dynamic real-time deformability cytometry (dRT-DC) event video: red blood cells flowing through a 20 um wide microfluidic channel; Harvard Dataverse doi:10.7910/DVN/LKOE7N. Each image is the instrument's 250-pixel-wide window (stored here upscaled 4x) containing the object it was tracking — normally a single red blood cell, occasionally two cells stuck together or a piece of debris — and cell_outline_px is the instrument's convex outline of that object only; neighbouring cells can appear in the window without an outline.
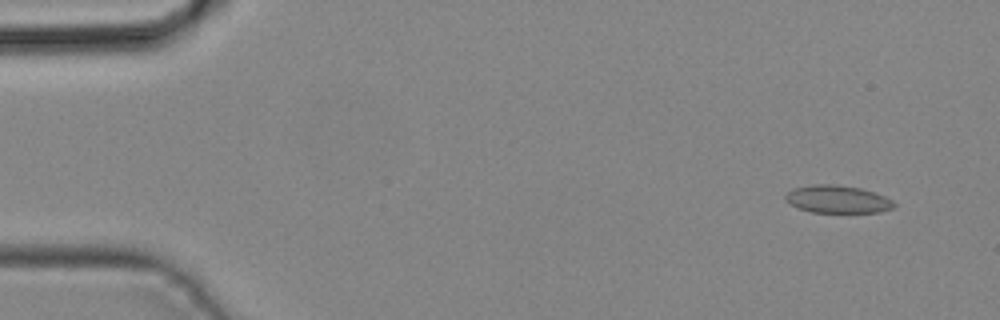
{"species": "common noctule bat (a hibernating species)", "species_latin": "Nyctalus noctula", "temperature_condition": "cold", "stored_images_in_passage": 10, "camera_frame_rate_fps": 3000, "um_per_image_px": 0.085, "animal": {"sex": "male", "body_mass_g": 19.2, "forearm_length_mm": 51.8}, "frame": {"image": 1, "passage_image": 1, "time_ms": 0.0, "image_size_px": [1000, 320], "cell_outline_px": [[896, 204], [892, 208], [880, 212], [812, 212], [800, 208], [784, 200], [784, 196], [792, 188], [812, 184], [832, 184], [860, 188], [884, 196], [892, 200]], "centroid_in_image_um": [71.16, 16.93], "position_along_channel_um": 13.8, "area_um2": 17.34}}